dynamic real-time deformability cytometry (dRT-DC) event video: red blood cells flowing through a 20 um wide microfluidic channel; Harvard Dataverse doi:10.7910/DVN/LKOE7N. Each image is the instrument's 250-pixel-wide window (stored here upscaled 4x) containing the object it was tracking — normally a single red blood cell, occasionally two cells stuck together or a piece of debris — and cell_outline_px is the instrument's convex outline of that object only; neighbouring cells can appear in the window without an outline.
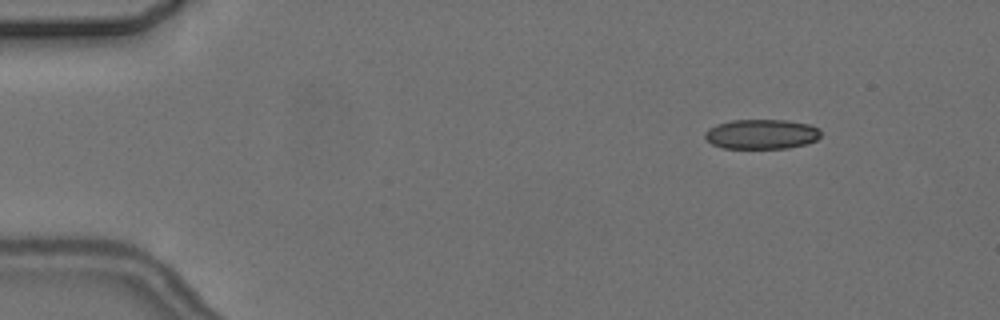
{"species": "common noctule bat (a hibernating species)", "species_latin": "Nyctalus noctula", "temperature_condition": "cold", "stored_images_in_passage": 3, "camera_frame_rate_fps": 3000, "um_per_image_px": 0.085, "animal": {"sex": "female", "body_mass_g": 24.6, "forearm_length_mm": 56.2}, "frame": {"image": 1, "passage_image": 1, "time_ms": 0.0, "image_size_px": [1000, 320], "cell_outline_px": [[820, 136], [816, 140], [804, 144], [788, 148], [724, 148], [712, 144], [704, 136], [704, 132], [708, 128], [716, 124], [732, 120], [788, 120], [808, 124], [820, 128]], "centroid_in_image_um": [64.72, 11.39], "position_along_channel_um": 20.3, "area_um2": 20.11}}